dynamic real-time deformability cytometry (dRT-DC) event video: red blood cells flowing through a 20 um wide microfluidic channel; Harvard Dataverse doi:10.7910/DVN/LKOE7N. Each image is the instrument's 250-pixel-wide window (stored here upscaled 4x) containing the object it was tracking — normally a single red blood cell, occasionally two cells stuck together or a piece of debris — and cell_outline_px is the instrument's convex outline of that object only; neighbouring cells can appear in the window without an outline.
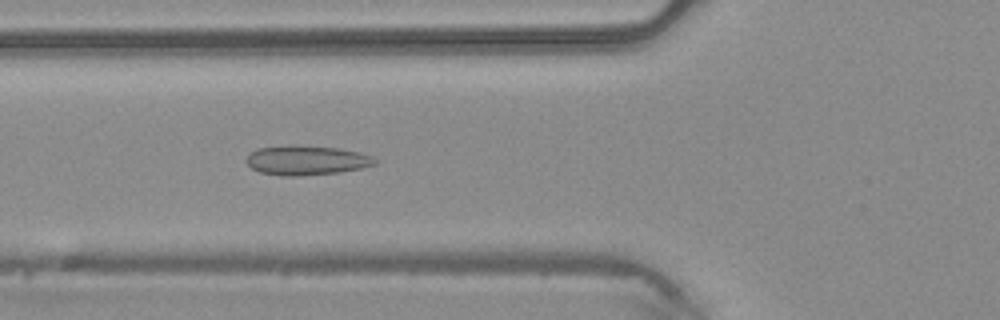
{"species": "common noctule bat (a hibernating species)", "species_latin": "Nyctalus noctula", "temperature_condition": "warm", "stored_images_in_passage": 48, "camera_frame_rate_fps": 3000, "um_per_image_px": 0.085, "animal": {"sex": "male", "body_mass_g": 20.4}, "frame": {"image": 1, "passage_image": 18, "time_ms": 5.667, "image_size_px": [1000, 320], "cell_outline_px": [[376, 164], [360, 168], [340, 172], [296, 176], [280, 176], [260, 172], [252, 168], [244, 160], [256, 148], [292, 144], [340, 148], [372, 156], [376, 160]], "centroid_in_image_um": [26.01, 13.61], "position_along_channel_um": 99.8, "area_um2": 22.2}}
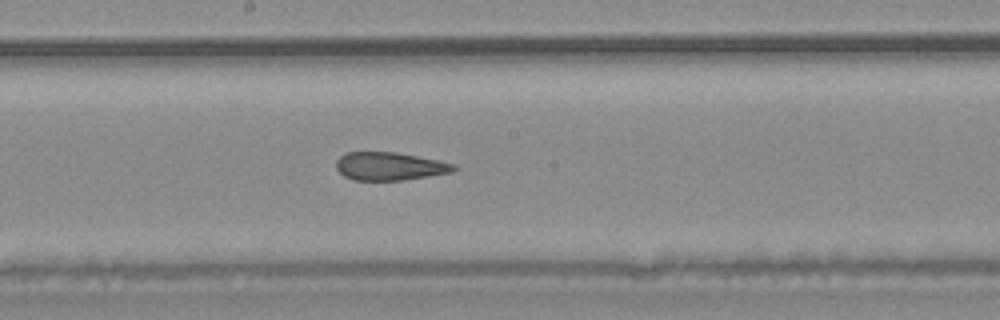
{"frame": {"image": 2, "passage_image": 26, "time_ms": 8.333, "image_size_px": [1000, 320], "cell_outline_px": [[460, 168], [452, 172], [404, 180], [352, 180], [344, 176], [336, 168], [336, 160], [340, 156], [348, 152], [396, 152], [456, 164]], "centroid_in_image_um": [33.12, 14.13], "position_along_channel_um": 215.1, "area_um2": 19.25}}
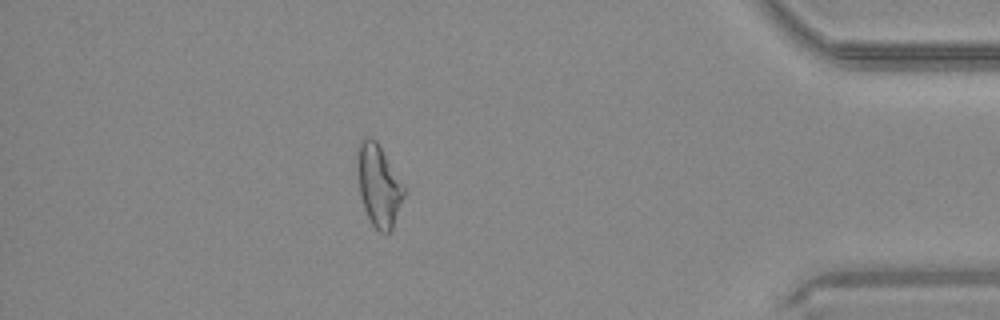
{"frame": {"image": 3, "passage_image": 42, "time_ms": 13.667, "image_size_px": [1000, 320], "cell_outline_px": [[404, 196], [392, 228], [388, 232], [380, 232], [372, 224], [364, 208], [360, 192], [356, 172], [356, 148], [360, 140], [364, 136], [372, 136], [376, 140], [404, 184]], "centroid_in_image_um": [32.15, 15.68], "position_along_channel_um": 403.1, "area_um2": 22.37}}